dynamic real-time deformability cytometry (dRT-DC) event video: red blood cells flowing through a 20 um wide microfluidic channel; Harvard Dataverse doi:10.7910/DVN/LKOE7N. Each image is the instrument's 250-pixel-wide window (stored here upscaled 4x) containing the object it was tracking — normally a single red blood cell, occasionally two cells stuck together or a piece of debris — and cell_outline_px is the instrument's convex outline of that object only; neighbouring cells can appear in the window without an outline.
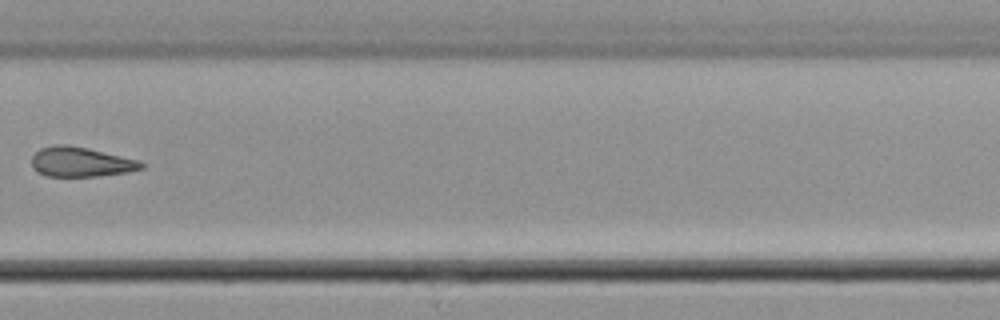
{"species": "common noctule bat (a hibernating species)", "species_latin": "Nyctalus noctula", "temperature_condition": "cold", "stored_images_in_passage": 13, "camera_frame_rate_fps": 3000, "um_per_image_px": 0.085, "animal": {"sex": "male", "body_mass_g": 21.5, "forearm_length_mm": 52.0}, "frame": {"image": 1, "passage_image": 10, "time_ms": 12.0, "image_size_px": [1000, 320], "cell_outline_px": [[144, 168], [128, 172], [96, 176], [48, 176], [32, 168], [32, 156], [40, 148], [52, 144], [64, 144], [88, 148], [140, 160], [144, 164]], "centroid_in_image_um": [6.88, 13.75], "position_along_channel_um": 322.9, "area_um2": 19.02}}
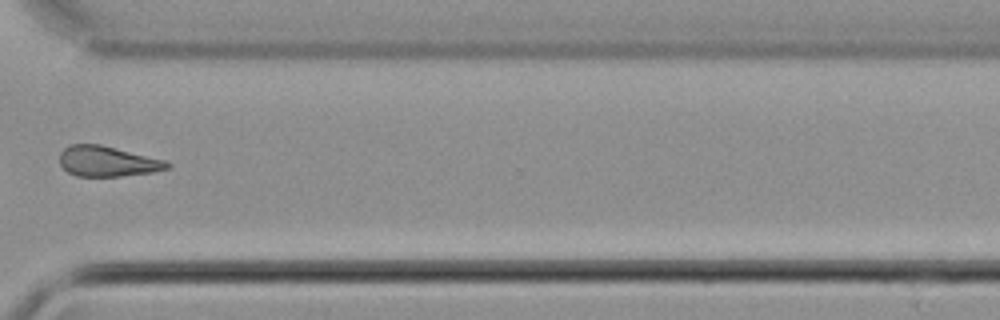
{"frame": {"image": 2, "passage_image": 11, "time_ms": 13.0, "image_size_px": [1000, 320], "cell_outline_px": [[172, 164], [168, 168], [152, 172], [120, 176], [76, 176], [68, 172], [60, 164], [60, 152], [68, 144], [100, 144], [164, 160]], "centroid_in_image_um": [9.1, 13.71], "position_along_channel_um": 361.5, "area_um2": 18.9}}